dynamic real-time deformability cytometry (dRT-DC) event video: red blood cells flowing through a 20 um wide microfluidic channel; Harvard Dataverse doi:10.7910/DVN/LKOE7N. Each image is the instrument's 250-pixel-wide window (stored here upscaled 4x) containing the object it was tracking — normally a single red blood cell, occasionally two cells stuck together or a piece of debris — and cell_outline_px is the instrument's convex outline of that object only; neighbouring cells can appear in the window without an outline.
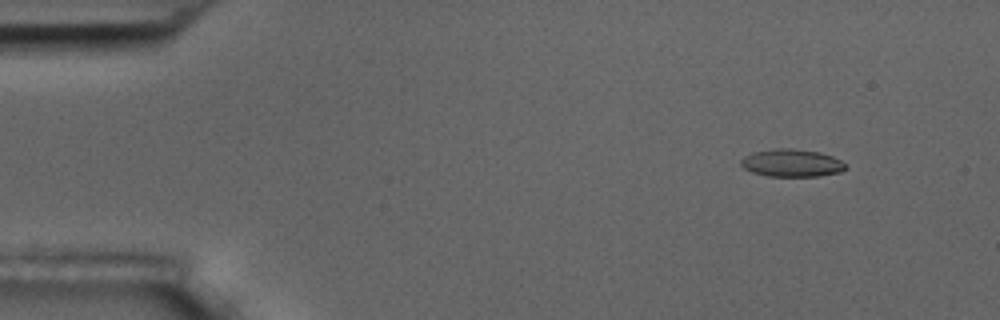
{"species": "common noctule bat (a hibernating species)", "species_latin": "Nyctalus noctula", "temperature_condition": "room temperature", "stored_images_in_passage": 4, "segment_of_instrument_passage": [1, 2], "camera_frame_rate_fps": 3000, "um_per_image_px": 0.085, "animal": {"sex": "male", "body_mass_g": 17.5, "forearm_length_mm": 52.3}, "frame": {"image": 1, "passage_image": 1, "time_ms": 0.0, "image_size_px": [1000, 320], "cell_outline_px": [[848, 168], [840, 172], [820, 176], [768, 176], [752, 172], [744, 168], [740, 164], [740, 160], [744, 156], [752, 152], [776, 148], [792, 148], [820, 152], [832, 156], [840, 160]], "centroid_in_image_um": [67.28, 13.85], "position_along_channel_um": 17.7, "area_um2": 16.94}}